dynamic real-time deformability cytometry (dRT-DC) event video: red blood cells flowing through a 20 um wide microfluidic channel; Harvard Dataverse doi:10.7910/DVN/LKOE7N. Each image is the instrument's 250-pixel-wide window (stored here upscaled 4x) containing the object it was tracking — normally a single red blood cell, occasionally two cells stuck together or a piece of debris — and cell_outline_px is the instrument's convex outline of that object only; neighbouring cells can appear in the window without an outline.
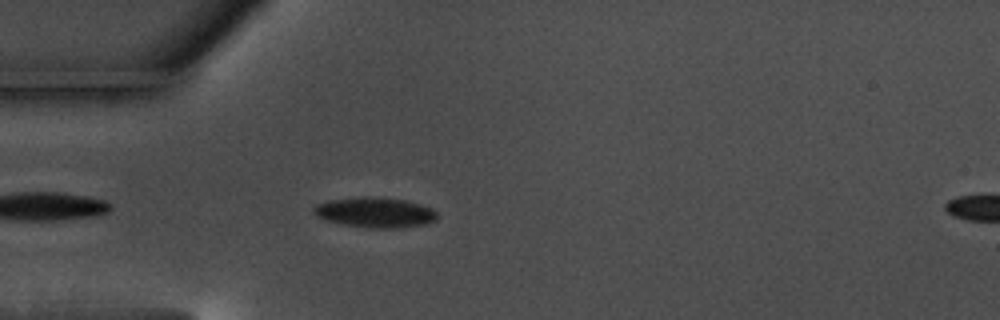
{"species": "common noctule bat (a hibernating species)", "species_latin": "Nyctalus noctula", "temperature_condition": "warm", "stored_images_in_passage": 24, "camera_frame_rate_fps": 3000, "um_per_image_px": 0.085, "animal": {"sex": "male", "body_mass_g": 17.5, "forearm_length_mm": 52.3}, "frame": {"image": 1, "passage_image": 3, "time_ms": 0.667, "image_size_px": [1000, 320], "cell_outline_px": [[436, 220], [424, 224], [396, 228], [372, 228], [344, 224], [328, 220], [316, 216], [312, 208], [316, 204], [328, 200], [404, 200], [420, 204], [432, 208], [436, 212]], "centroid_in_image_um": [31.91, 18.11], "position_along_channel_um": 53.1, "area_um2": 20.35}}
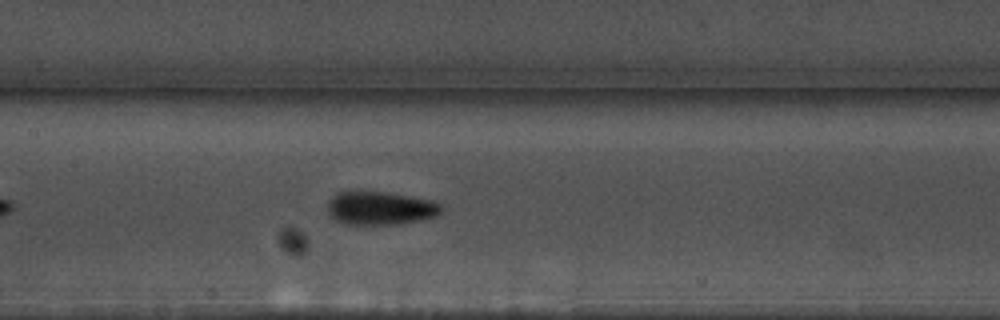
{"frame": {"image": 2, "passage_image": 14, "time_ms": 4.333, "image_size_px": [1000, 320], "cell_outline_px": [[444, 212], [436, 216], [420, 220], [400, 224], [344, 224], [336, 220], [328, 212], [328, 200], [332, 196], [340, 192], [384, 192], [408, 196], [428, 200], [440, 204], [444, 208]], "centroid_in_image_um": [32.34, 17.71], "position_along_channel_um": 175.1, "area_um2": 21.91}}
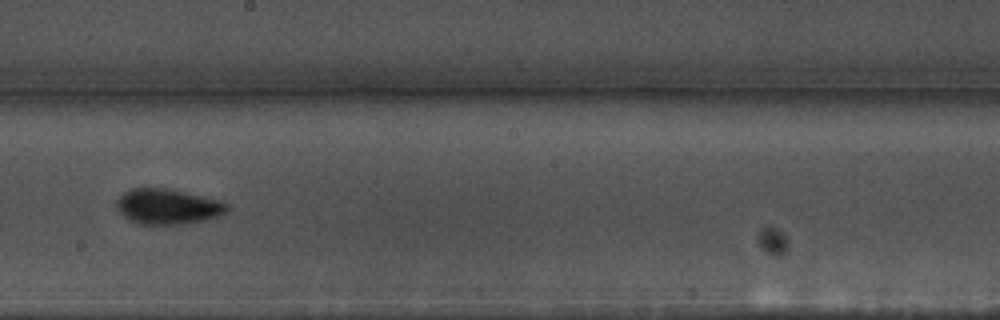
{"frame": {"image": 3, "passage_image": 19, "time_ms": 6.0, "image_size_px": [1000, 320], "cell_outline_px": [[228, 212], [204, 220], [180, 224], [136, 224], [128, 220], [120, 212], [116, 204], [116, 200], [124, 192], [132, 188], [168, 188], [216, 200], [228, 204]], "centroid_in_image_um": [14.21, 17.56], "position_along_channel_um": 234.0, "area_um2": 22.48}}